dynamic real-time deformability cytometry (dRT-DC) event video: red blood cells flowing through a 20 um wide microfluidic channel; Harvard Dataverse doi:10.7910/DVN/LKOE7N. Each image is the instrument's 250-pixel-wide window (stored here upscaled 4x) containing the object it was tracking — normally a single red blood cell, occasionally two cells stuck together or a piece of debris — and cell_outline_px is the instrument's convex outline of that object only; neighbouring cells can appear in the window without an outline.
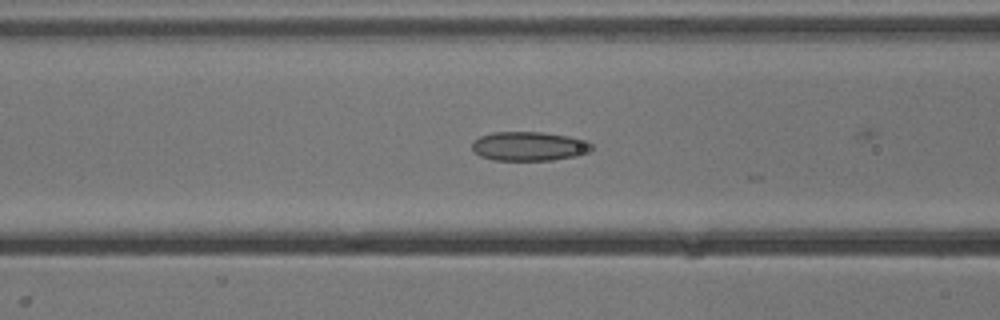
{"species": "common noctule bat (a hibernating species)", "species_latin": "Nyctalus noctula", "temperature_condition": "cold", "stored_images_in_passage": 25, "camera_frame_rate_fps": 3000, "um_per_image_px": 0.085, "animal": {"sex": "male", "body_mass_g": 13.3}, "frame": {"image": 1, "passage_image": 21, "time_ms": 6.667, "image_size_px": [1000, 320], "cell_outline_px": [[592, 148], [588, 152], [576, 156], [552, 160], [492, 160], [480, 156], [472, 152], [472, 140], [480, 136], [492, 132], [544, 132], [568, 136], [588, 140], [592, 144]], "centroid_in_image_um": [44.94, 12.43], "position_along_channel_um": 121.7, "area_um2": 20.58}}
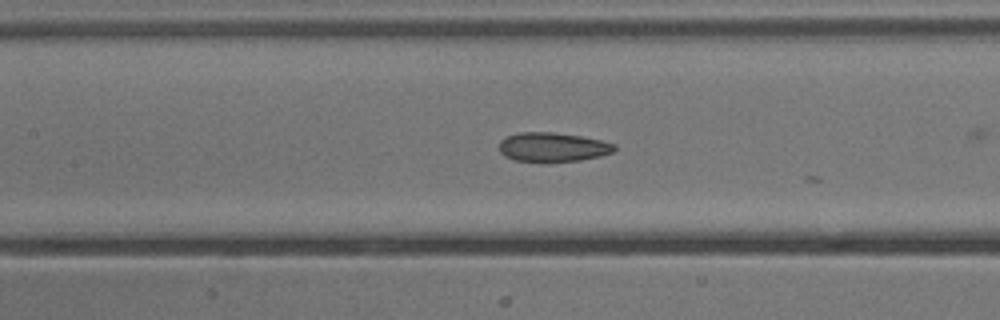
{"frame": {"image": 2, "passage_image": 24, "time_ms": 7.667, "image_size_px": [1000, 320], "cell_outline_px": [[616, 148], [612, 152], [600, 156], [580, 160], [548, 164], [512, 160], [504, 156], [500, 152], [500, 140], [508, 136], [520, 132], [552, 132], [580, 136], [600, 140], [616, 144]], "centroid_in_image_um": [46.95, 12.54], "position_along_channel_um": 160.4, "area_um2": 20.11}}